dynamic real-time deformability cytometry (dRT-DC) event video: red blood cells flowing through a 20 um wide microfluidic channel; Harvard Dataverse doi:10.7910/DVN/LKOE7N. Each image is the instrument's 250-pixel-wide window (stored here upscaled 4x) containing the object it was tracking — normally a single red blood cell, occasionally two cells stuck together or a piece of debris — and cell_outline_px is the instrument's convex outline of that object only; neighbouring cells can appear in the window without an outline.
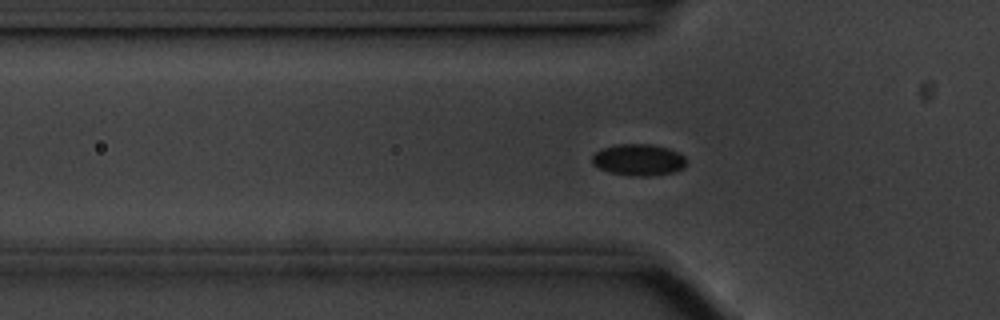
{"species": "common noctule bat (a hibernating species)", "species_latin": "Nyctalus noctula", "temperature_condition": "cold", "stored_images_in_passage": 38, "camera_frame_rate_fps": 3000, "um_per_image_px": 0.085, "animal": {"sex": "male", "body_mass_g": 20.1, "forearm_length_mm": 53.5}, "frame": {"image": 1, "passage_image": 6, "time_ms": 1.667, "image_size_px": [1000, 320], "cell_outline_px": [[684, 168], [672, 172], [652, 176], [628, 176], [612, 172], [600, 168], [592, 164], [592, 156], [596, 152], [604, 148], [616, 144], [652, 144], [668, 148], [684, 156]], "centroid_in_image_um": [54.26, 13.59], "position_along_channel_um": 71.5, "area_um2": 17.17}}
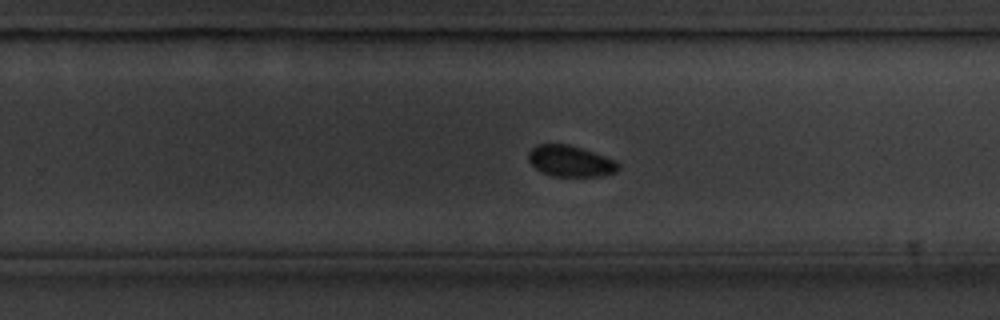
{"frame": {"image": 2, "passage_image": 24, "time_ms": 7.667, "image_size_px": [1000, 320], "cell_outline_px": [[620, 168], [616, 172], [600, 176], [552, 176], [536, 168], [528, 160], [528, 152], [536, 144], [568, 144], [616, 160], [620, 164]], "centroid_in_image_um": [48.49, 13.69], "position_along_channel_um": 281.3, "area_um2": 16.18}}
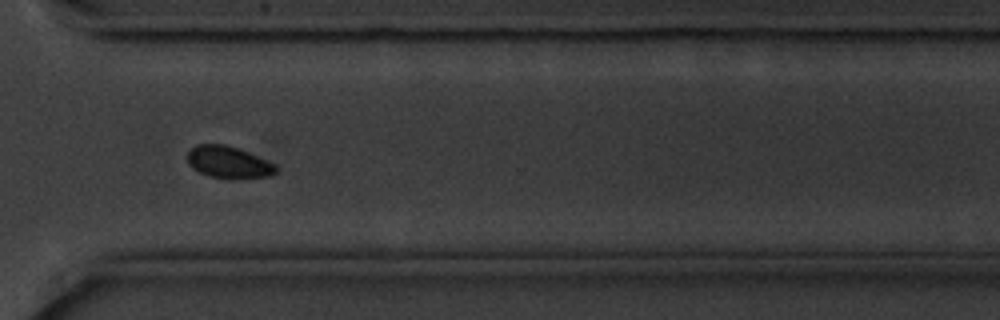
{"frame": {"image": 3, "passage_image": 30, "time_ms": 9.667, "image_size_px": [1000, 320], "cell_outline_px": [[276, 172], [268, 176], [232, 180], [208, 176], [192, 168], [188, 164], [188, 152], [196, 144], [224, 144], [236, 148], [276, 164]], "centroid_in_image_um": [19.4, 13.81], "position_along_channel_um": 351.2, "area_um2": 16.47}}